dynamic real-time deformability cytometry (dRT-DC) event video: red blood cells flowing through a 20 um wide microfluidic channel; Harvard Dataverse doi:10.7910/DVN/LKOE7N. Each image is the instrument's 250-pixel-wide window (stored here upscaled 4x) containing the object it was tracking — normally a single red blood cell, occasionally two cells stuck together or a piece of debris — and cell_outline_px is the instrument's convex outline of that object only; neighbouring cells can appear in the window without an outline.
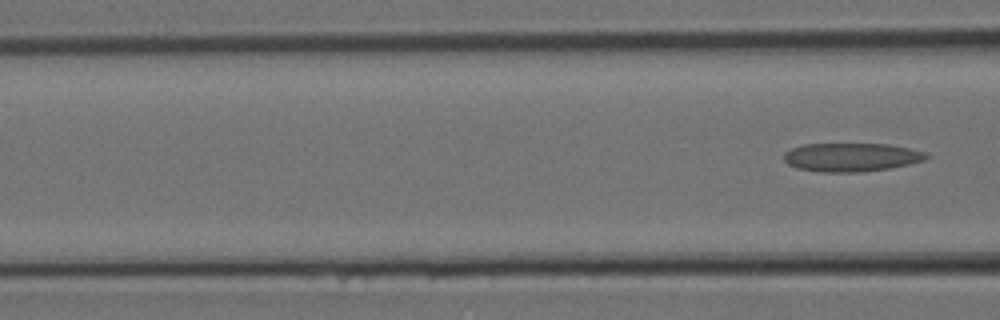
{"species": "Egyptian fruit bat (a non-hibernating species)", "species_latin": "Rousettus aegyptiacus", "temperature_condition": "room temperature", "stored_images_in_passage": 4, "segment_of_instrument_passage": [2, 2], "camera_frame_rate_fps": 3000, "um_per_image_px": 0.085, "animal": {"sex": "female"}, "frame": {"image": 1, "passage_image": 4, "time_ms": 1.0, "image_size_px": [1000, 320], "cell_outline_px": [[928, 156], [924, 160], [908, 164], [888, 168], [860, 172], [824, 172], [796, 168], [788, 164], [784, 160], [784, 152], [792, 148], [804, 144], [888, 144], [908, 148], [924, 152]], "centroid_in_image_um": [72.31, 13.36], "position_along_channel_um": 94.3, "area_um2": 23.47}}